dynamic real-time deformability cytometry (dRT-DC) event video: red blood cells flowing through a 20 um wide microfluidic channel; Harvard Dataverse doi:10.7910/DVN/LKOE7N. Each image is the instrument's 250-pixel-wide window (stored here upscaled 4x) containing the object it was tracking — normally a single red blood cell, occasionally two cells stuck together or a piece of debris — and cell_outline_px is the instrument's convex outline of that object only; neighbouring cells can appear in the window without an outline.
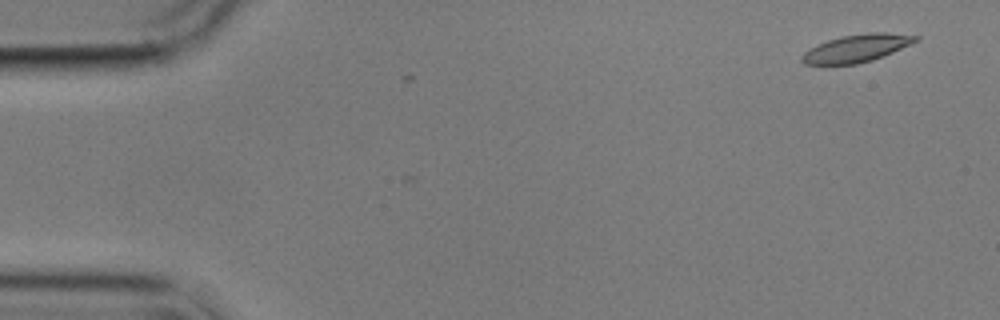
{"species": "common noctule bat (a hibernating species)", "species_latin": "Nyctalus noctula", "temperature_condition": "cold", "stored_images_in_passage": 3, "camera_frame_rate_fps": 3000, "um_per_image_px": 0.085, "animal": {"sex": "male", "body_mass_g": 17.9}, "frame": {"image": 1, "passage_image": 1, "time_ms": 0.0, "image_size_px": [1000, 320], "cell_outline_px": [[920, 40], [884, 56], [872, 60], [856, 64], [804, 64], [800, 60], [800, 56], [804, 52], [816, 44], [840, 36], [868, 32], [884, 32], [920, 36]], "centroid_in_image_um": [72.82, 4.09], "position_along_channel_um": 12.2, "area_um2": 18.44}}